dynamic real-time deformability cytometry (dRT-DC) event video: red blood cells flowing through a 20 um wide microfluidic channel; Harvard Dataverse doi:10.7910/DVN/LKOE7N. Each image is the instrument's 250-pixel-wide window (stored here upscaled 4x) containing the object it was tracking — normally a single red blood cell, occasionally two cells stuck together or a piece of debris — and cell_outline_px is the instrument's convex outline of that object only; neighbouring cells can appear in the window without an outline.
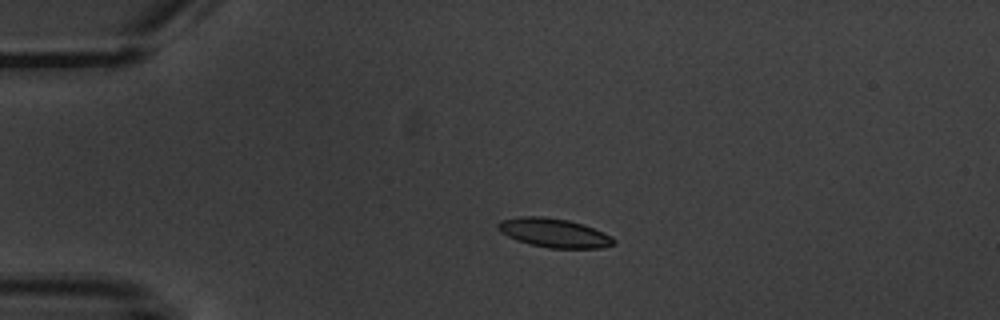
{"species": "common noctule bat (a hibernating species)", "species_latin": "Nyctalus noctula", "temperature_condition": "warm", "stored_images_in_passage": 3, "camera_frame_rate_fps": 3000, "um_per_image_px": 0.085, "animal": {"sex": "male", "body_mass_g": 20.1, "forearm_length_mm": 53.5}, "frame": {"image": 1, "passage_image": 2, "time_ms": 1.333, "image_size_px": [1000, 320], "cell_outline_px": [[616, 244], [600, 248], [548, 248], [516, 240], [500, 232], [496, 228], [496, 224], [500, 220], [520, 216], [540, 216], [568, 220], [584, 224], [612, 236], [616, 240]], "centroid_in_image_um": [47.09, 19.79], "position_along_channel_um": 37.9, "area_um2": 19.65}}